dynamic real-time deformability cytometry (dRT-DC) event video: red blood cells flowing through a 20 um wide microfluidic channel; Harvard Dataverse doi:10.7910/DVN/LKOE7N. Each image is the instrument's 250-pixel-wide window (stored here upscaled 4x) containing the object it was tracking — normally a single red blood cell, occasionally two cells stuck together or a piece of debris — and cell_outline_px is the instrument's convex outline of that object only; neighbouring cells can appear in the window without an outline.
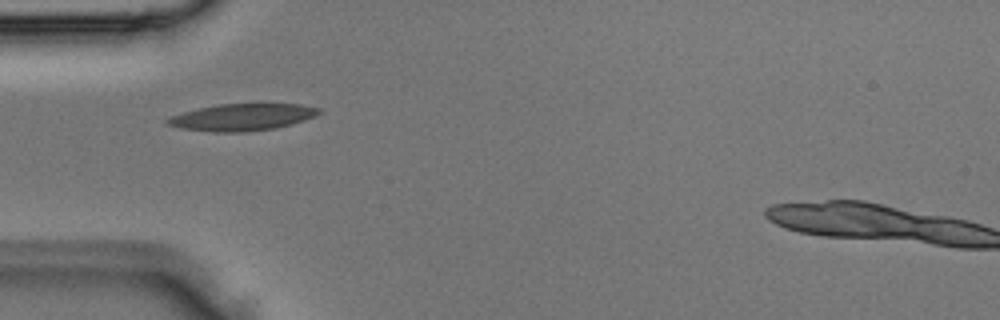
{"species": "Egyptian fruit bat (a non-hibernating species)", "species_latin": "Rousettus aegyptiacus", "temperature_condition": "room temperature", "stored_images_in_passage": 2, "camera_frame_rate_fps": 3000, "um_per_image_px": 0.085, "animal": {"sex": "male"}, "frame": {"image": 1, "passage_image": 2, "time_ms": 0.333, "image_size_px": [1000, 320], "cell_outline_px": [[324, 112], [316, 116], [292, 124], [276, 128], [244, 132], [212, 132], [180, 128], [164, 124], [164, 120], [168, 116], [200, 108], [220, 104], [300, 104], [320, 108]], "centroid_in_image_um": [20.58, 9.97], "position_along_channel_um": 64.4, "area_um2": 23.93}}